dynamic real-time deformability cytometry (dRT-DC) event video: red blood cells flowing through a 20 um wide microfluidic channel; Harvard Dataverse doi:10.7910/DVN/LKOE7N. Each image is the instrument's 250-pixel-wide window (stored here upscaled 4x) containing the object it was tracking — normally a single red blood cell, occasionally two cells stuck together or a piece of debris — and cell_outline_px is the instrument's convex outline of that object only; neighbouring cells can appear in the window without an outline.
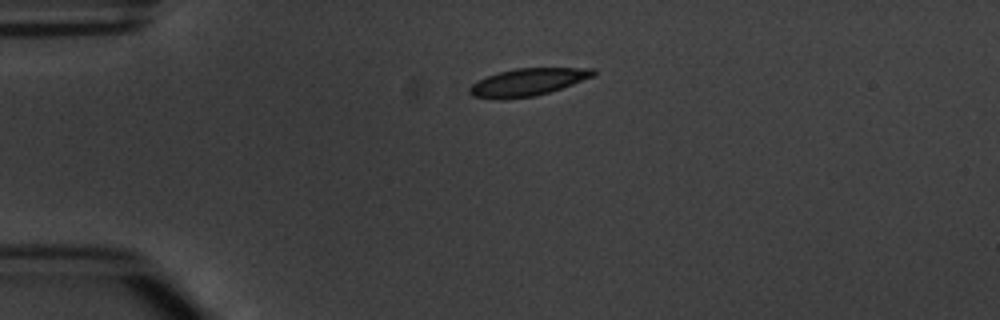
{"species": "common noctule bat (a hibernating species)", "species_latin": "Nyctalus noctula", "temperature_condition": "warm", "stored_images_in_passage": 1, "camera_frame_rate_fps": 3000, "um_per_image_px": 0.085, "animal": {"sex": "male", "body_mass_g": 20.1, "forearm_length_mm": 53.5}, "frame": {"image": 1, "passage_image": 1, "time_ms": 0.0, "image_size_px": [1000, 320], "cell_outline_px": [[596, 72], [592, 76], [572, 84], [536, 96], [500, 100], [496, 100], [472, 96], [468, 92], [468, 88], [476, 80], [500, 72], [516, 68], [596, 68]], "centroid_in_image_um": [44.79, 6.99], "position_along_channel_um": 40.2, "area_um2": 19.77}}